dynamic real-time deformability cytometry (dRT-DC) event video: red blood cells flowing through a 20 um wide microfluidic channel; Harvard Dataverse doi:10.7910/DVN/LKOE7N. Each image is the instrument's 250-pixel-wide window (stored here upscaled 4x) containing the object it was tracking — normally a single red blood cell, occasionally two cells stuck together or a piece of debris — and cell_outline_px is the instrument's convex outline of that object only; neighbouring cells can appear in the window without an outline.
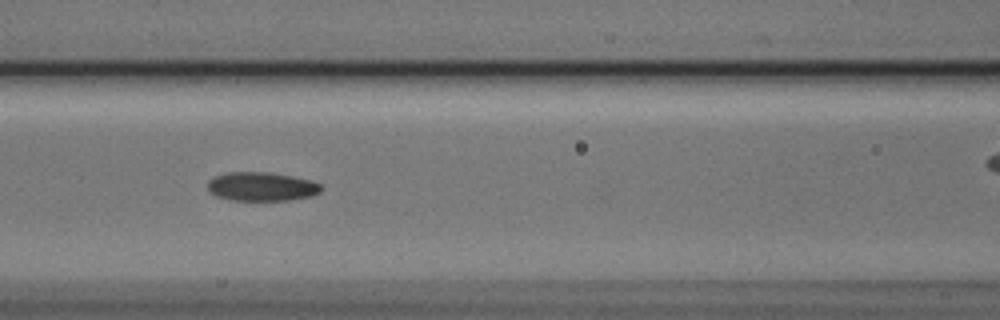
{"species": "Egyptian fruit bat (a non-hibernating species)", "species_latin": "Rousettus aegyptiacus", "temperature_condition": "cold", "stored_images_in_passage": 10, "camera_frame_rate_fps": 3000, "um_per_image_px": 0.085, "animal": {"sex": "male"}, "frame": {"image": 1, "passage_image": 7, "time_ms": 2.0, "image_size_px": [1000, 320], "cell_outline_px": [[324, 188], [320, 192], [308, 196], [288, 200], [228, 200], [216, 196], [208, 192], [208, 180], [212, 176], [224, 172], [272, 172], [312, 180], [320, 184]], "centroid_in_image_um": [22.19, 15.84], "position_along_channel_um": 144.4, "area_um2": 19.36}}
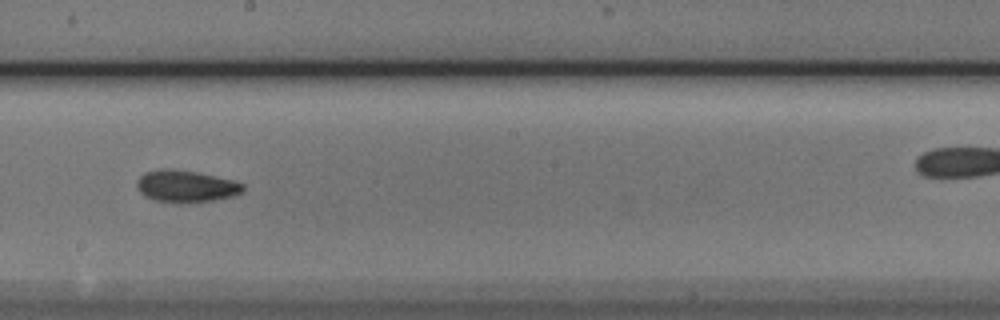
{"frame": {"image": 2, "passage_image": 9, "time_ms": 2.667, "image_size_px": [1000, 320], "cell_outline_px": [[244, 192], [232, 196], [212, 200], [180, 204], [172, 204], [152, 200], [144, 196], [140, 192], [136, 184], [136, 180], [144, 172], [160, 168], [172, 168], [196, 172], [232, 180], [244, 184]], "centroid_in_image_um": [15.75, 15.84], "position_along_channel_um": 232.5, "area_um2": 20.17}}